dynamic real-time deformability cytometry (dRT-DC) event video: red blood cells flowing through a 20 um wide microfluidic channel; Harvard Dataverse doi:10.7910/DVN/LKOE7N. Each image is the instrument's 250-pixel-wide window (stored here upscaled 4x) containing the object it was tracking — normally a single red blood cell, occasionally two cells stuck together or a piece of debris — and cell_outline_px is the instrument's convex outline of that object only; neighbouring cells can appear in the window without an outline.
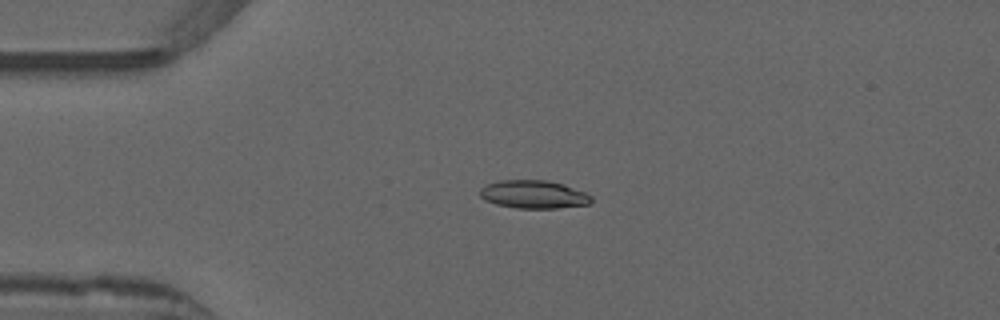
{"species": "common noctule bat (a hibernating species)", "species_latin": "Nyctalus noctula", "temperature_condition": "warm", "stored_images_in_passage": 42, "camera_frame_rate_fps": 3000, "um_per_image_px": 0.085, "animal": {"sex": "male", "forearm_length_mm": 52.5}, "frame": {"image": 1, "passage_image": 2, "time_ms": 0.333, "image_size_px": [1000, 320], "cell_outline_px": [[592, 200], [588, 204], [556, 208], [516, 208], [496, 204], [484, 200], [480, 196], [480, 188], [488, 184], [500, 180], [548, 180], [564, 184], [584, 192], [592, 196]], "centroid_in_image_um": [45.34, 16.52], "position_along_channel_um": 39.7, "area_um2": 18.21}}
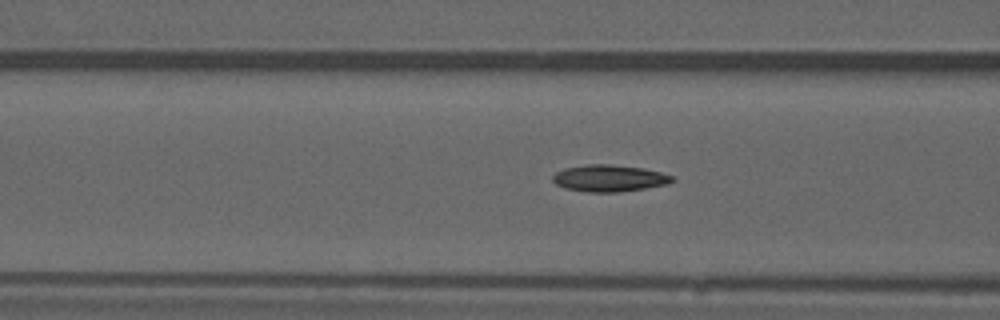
{"frame": {"image": 2, "passage_image": 10, "time_ms": 3.0, "image_size_px": [1000, 320], "cell_outline_px": [[676, 180], [668, 184], [644, 188], [616, 192], [584, 192], [564, 188], [556, 184], [552, 180], [552, 176], [556, 172], [564, 168], [588, 164], [612, 164], [644, 168], [660, 172], [672, 176]], "centroid_in_image_um": [51.77, 15.14], "position_along_channel_um": 114.8, "area_um2": 18.73}}
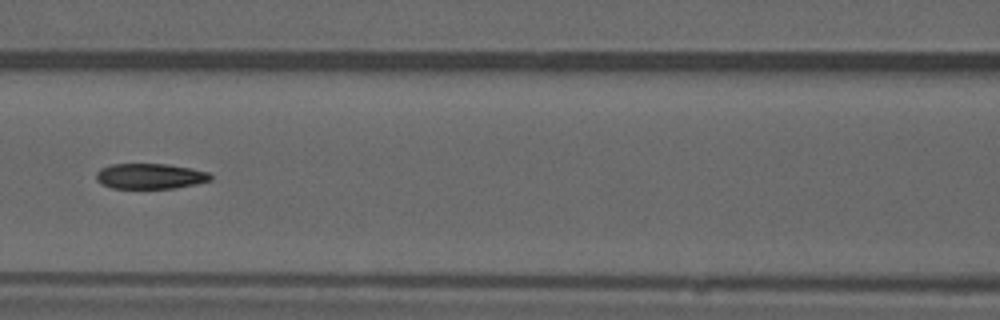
{"frame": {"image": 3, "passage_image": 13, "time_ms": 4.0, "image_size_px": [1000, 320], "cell_outline_px": [[212, 180], [196, 184], [176, 188], [112, 188], [100, 184], [96, 180], [96, 172], [100, 168], [112, 164], [168, 164], [192, 168], [208, 172], [212, 176]], "centroid_in_image_um": [12.75, 14.97], "position_along_channel_um": 153.8, "area_um2": 17.11}, "authors_computed_cell_mechanics": {"area_um2": 17.6001, "velocity_mm_per_s": 3.8865, "shape_relaxation_time_tau1_ms": null, "shape_relaxation_time_tau2_ms": 3.2596, "deformation_change_tau1": null, "deformation_change_tau2": 0.1037}}